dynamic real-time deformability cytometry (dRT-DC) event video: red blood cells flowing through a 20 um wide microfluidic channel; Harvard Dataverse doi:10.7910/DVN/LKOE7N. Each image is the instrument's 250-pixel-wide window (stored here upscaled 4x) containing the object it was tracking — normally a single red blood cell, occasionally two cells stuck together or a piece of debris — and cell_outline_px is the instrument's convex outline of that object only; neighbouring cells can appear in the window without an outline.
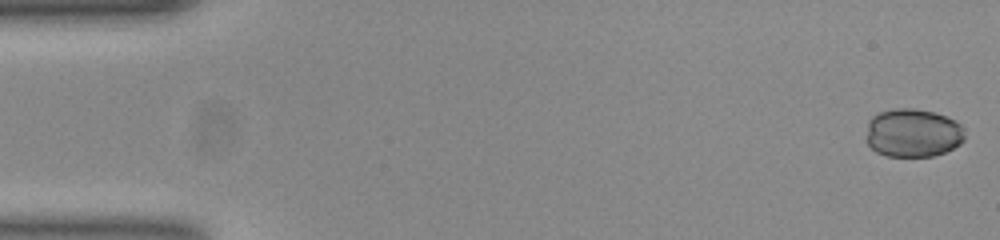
{"species": "common noctule bat (a hibernating species)", "species_latin": "Nyctalus noctula", "temperature_condition": "room temperature", "stored_images_in_passage": 52, "camera_frame_rate_fps": 3000, "um_per_image_px": 0.085, "animal": {"sex": "female", "body_mass_g": 23.0, "forearm_length_mm": 53.4}, "frame": {"image": 1, "passage_image": 1, "time_ms": 0.0, "image_size_px": [1000, 240], "cell_outline_px": [[964, 140], [960, 144], [944, 152], [932, 156], [888, 156], [876, 152], [868, 144], [868, 120], [872, 116], [880, 112], [896, 108], [916, 108], [932, 112], [944, 116], [960, 124], [964, 136]], "centroid_in_image_um": [77.58, 11.3], "position_along_channel_um": 7.4, "area_um2": 27.51}}
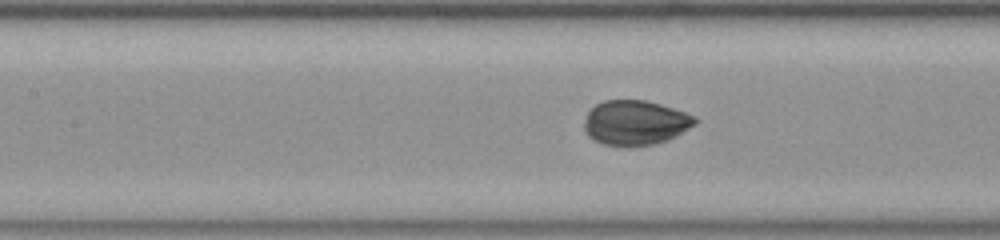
{"frame": {"image": 2, "passage_image": 23, "time_ms": 7.333, "image_size_px": [1000, 240], "cell_outline_px": [[696, 124], [676, 136], [668, 140], [652, 144], [628, 148], [604, 144], [592, 140], [584, 132], [584, 124], [588, 112], [596, 104], [604, 100], [644, 100], [660, 104], [684, 112], [692, 116], [696, 120]], "centroid_in_image_um": [53.96, 10.45], "position_along_channel_um": 153.4, "area_um2": 29.02}}
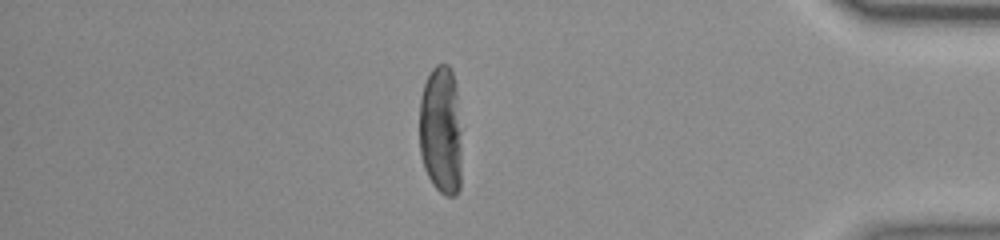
{"frame": {"image": 3, "passage_image": 45, "time_ms": 14.667, "image_size_px": [1000, 240], "cell_outline_px": [[460, 188], [456, 196], [448, 196], [440, 192], [432, 184], [424, 168], [420, 152], [420, 96], [424, 84], [432, 68], [436, 64], [448, 64], [452, 72], [456, 88], [460, 132]], "centroid_in_image_um": [37.46, 11.09], "position_along_channel_um": 397.7, "area_um2": 31.85}, "authors_computed_cell_mechanics": {"area_um2": 29.6514, "velocity_mm_per_s": 3.8622, "shape_relaxation_time_tau1_ms": 8.021, "shape_relaxation_time_tau2_ms": null, "deformation_change_tau1": 0.1797, "deformation_change_tau2": null}}